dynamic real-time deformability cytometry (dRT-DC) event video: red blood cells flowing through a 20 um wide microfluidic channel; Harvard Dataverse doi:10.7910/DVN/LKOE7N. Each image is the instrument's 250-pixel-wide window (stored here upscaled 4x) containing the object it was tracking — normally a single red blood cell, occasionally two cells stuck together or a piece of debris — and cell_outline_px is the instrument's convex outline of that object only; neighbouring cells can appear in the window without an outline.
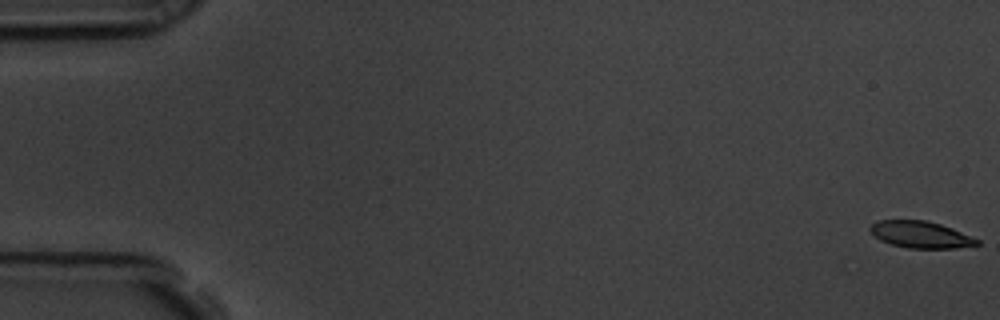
{"species": "common noctule bat (a hibernating species)", "species_latin": "Nyctalus noctula", "temperature_condition": "room temperature", "stored_images_in_passage": 25, "camera_frame_rate_fps": 3000, "um_per_image_px": 0.085, "animal": {"sex": "male", "body_mass_g": 19.5, "forearm_length_mm": 54.6}, "frame": {"image": 1, "passage_image": 1, "time_ms": 0.0, "image_size_px": [1000, 320], "cell_outline_px": [[980, 244], [956, 248], [908, 248], [892, 244], [880, 240], [868, 228], [872, 224], [880, 220], [924, 220], [940, 224], [952, 228], [980, 240]], "centroid_in_image_um": [78.27, 19.94], "position_along_channel_um": 6.7, "area_um2": 16.47}}
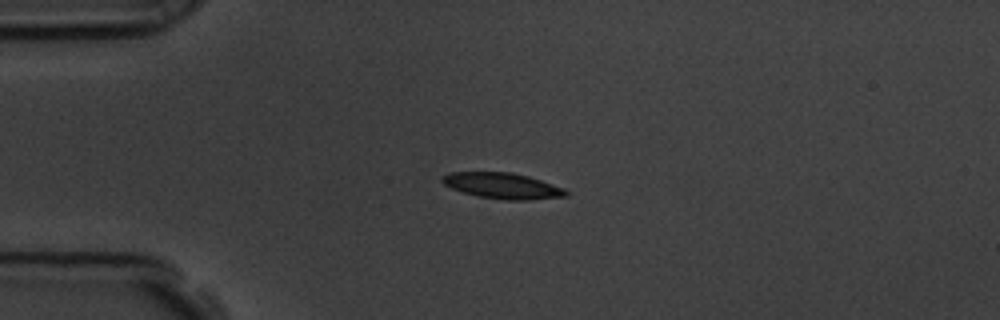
{"frame": {"image": 2, "passage_image": 15, "time_ms": 4.667, "image_size_px": [1000, 320], "cell_outline_px": [[568, 196], [524, 200], [504, 200], [476, 196], [452, 188], [444, 184], [440, 180], [440, 176], [448, 172], [512, 172], [528, 176], [564, 188], [568, 192]], "centroid_in_image_um": [42.68, 15.78], "position_along_channel_um": 42.3, "area_um2": 18.67}}
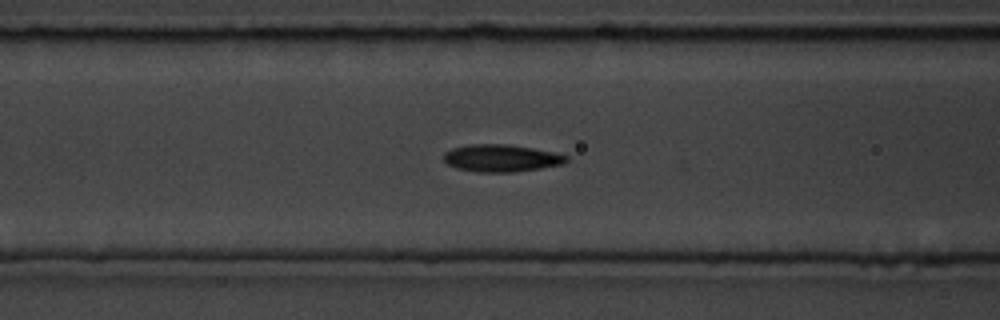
{"frame": {"image": 3, "passage_image": 24, "time_ms": 7.667, "image_size_px": [1000, 320], "cell_outline_px": [[568, 160], [564, 164], [540, 168], [512, 172], [476, 172], [456, 168], [448, 164], [444, 160], [444, 152], [452, 148], [468, 144], [508, 144], [532, 148], [552, 152], [568, 156]], "centroid_in_image_um": [42.58, 13.44], "position_along_channel_um": 124.0, "area_um2": 19.48}}